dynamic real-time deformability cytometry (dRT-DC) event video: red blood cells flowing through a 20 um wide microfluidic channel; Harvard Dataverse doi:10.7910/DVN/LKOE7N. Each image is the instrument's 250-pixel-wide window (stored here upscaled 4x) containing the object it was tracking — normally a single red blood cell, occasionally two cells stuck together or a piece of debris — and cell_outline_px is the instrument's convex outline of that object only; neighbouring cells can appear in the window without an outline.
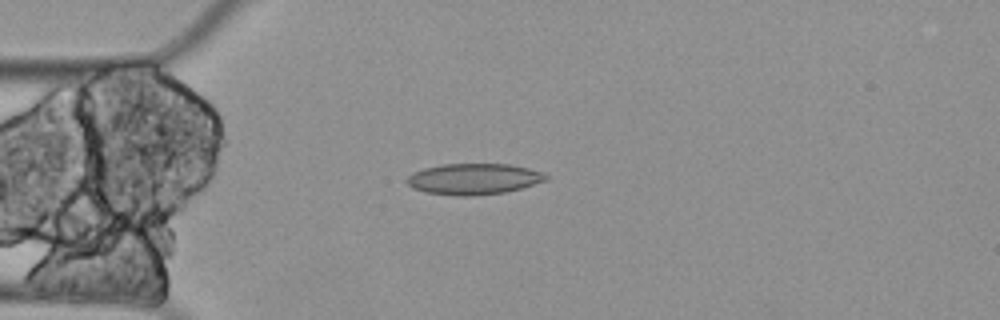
{"species": "Egyptian fruit bat (a non-hibernating species)", "species_latin": "Rousettus aegyptiacus", "temperature_condition": "cold", "stored_images_in_passage": 5, "camera_frame_rate_fps": 3000, "um_per_image_px": 0.085, "animal": {"sex": "female"}, "frame": {"image": 1, "passage_image": 4, "time_ms": 1.0, "image_size_px": [1000, 320], "cell_outline_px": [[548, 180], [520, 188], [504, 192], [472, 196], [456, 196], [424, 192], [412, 188], [404, 180], [412, 172], [424, 168], [440, 164], [508, 164], [528, 168], [544, 172], [548, 176]], "centroid_in_image_um": [40.23, 15.21], "position_along_channel_um": 44.8, "area_um2": 25.32}}